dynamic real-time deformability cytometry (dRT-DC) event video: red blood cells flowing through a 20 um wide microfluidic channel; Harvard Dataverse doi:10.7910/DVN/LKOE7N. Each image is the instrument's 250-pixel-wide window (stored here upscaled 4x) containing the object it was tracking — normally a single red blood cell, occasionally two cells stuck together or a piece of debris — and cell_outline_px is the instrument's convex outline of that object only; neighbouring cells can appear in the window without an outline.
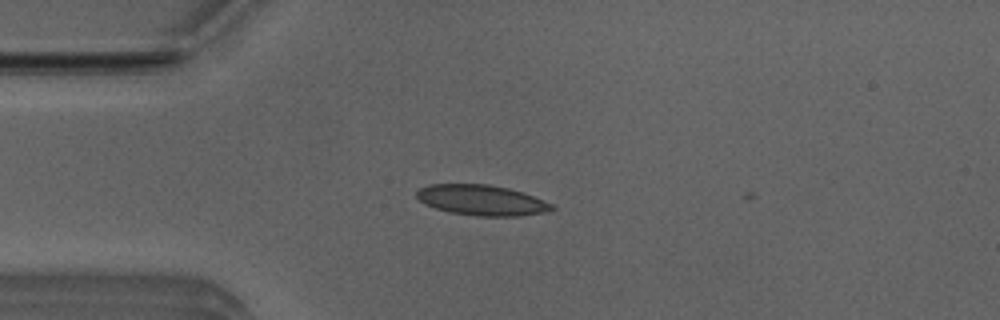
{"species": "Egyptian fruit bat (a non-hibernating species)", "species_latin": "Rousettus aegyptiacus", "temperature_condition": "room temperature", "stored_images_in_passage": 4, "camera_frame_rate_fps": 3000, "um_per_image_px": 0.085, "animal": {"sex": "male"}, "frame": {"image": 1, "passage_image": 1, "time_ms": 0.0, "image_size_px": [1000, 320], "cell_outline_px": [[556, 208], [544, 212], [520, 216], [476, 216], [452, 212], [436, 208], [424, 204], [416, 196], [416, 192], [420, 188], [428, 184], [488, 184], [508, 188], [524, 192], [552, 204]], "centroid_in_image_um": [40.94, 17.01], "position_along_channel_um": 44.1, "area_um2": 23.93}}